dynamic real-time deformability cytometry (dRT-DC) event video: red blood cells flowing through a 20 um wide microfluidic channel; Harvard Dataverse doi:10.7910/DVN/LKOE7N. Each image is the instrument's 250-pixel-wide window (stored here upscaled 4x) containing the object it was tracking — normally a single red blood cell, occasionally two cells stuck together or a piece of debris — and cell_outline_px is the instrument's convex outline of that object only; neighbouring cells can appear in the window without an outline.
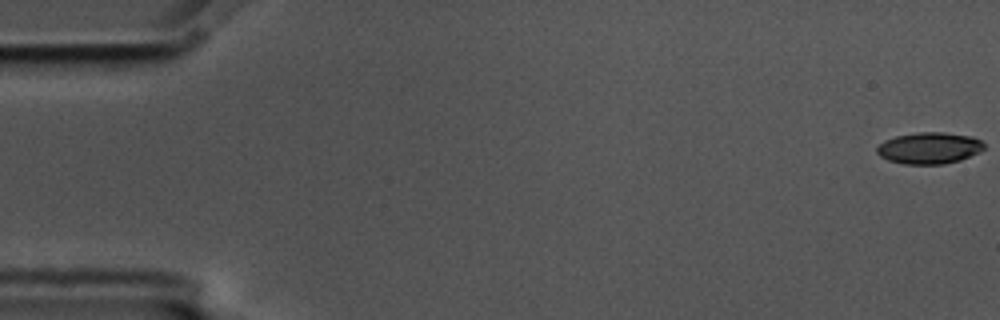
{"species": "common noctule bat (a hibernating species)", "species_latin": "Nyctalus noctula", "temperature_condition": "cold", "stored_images_in_passage": 57, "camera_frame_rate_fps": 3000, "um_per_image_px": 0.085, "animal": {"sex": "male", "body_mass_g": 17.5, "forearm_length_mm": 52.3}, "frame": {"image": 1, "passage_image": 1, "time_ms": 0.0, "image_size_px": [1000, 320], "cell_outline_px": [[984, 148], [960, 160], [944, 164], [904, 164], [888, 160], [880, 156], [876, 152], [876, 148], [884, 140], [896, 136], [916, 132], [944, 132], [972, 136], [980, 140], [984, 144]], "centroid_in_image_um": [78.95, 12.57], "position_along_channel_um": 6.1, "area_um2": 19.59}}
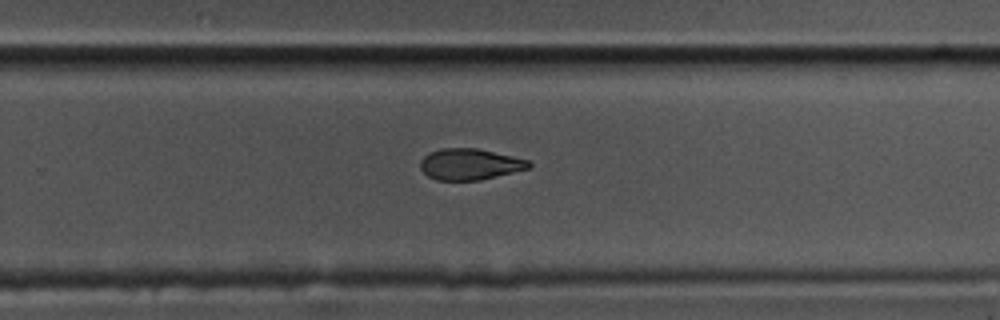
{"frame": {"image": 2, "passage_image": 37, "time_ms": 12.0, "image_size_px": [1000, 320], "cell_outline_px": [[532, 164], [528, 168], [480, 180], [436, 180], [428, 176], [420, 168], [420, 160], [428, 152], [440, 148], [476, 148], [512, 156], [528, 160]], "centroid_in_image_um": [39.88, 13.95], "position_along_channel_um": 289.9, "area_um2": 19.59}}
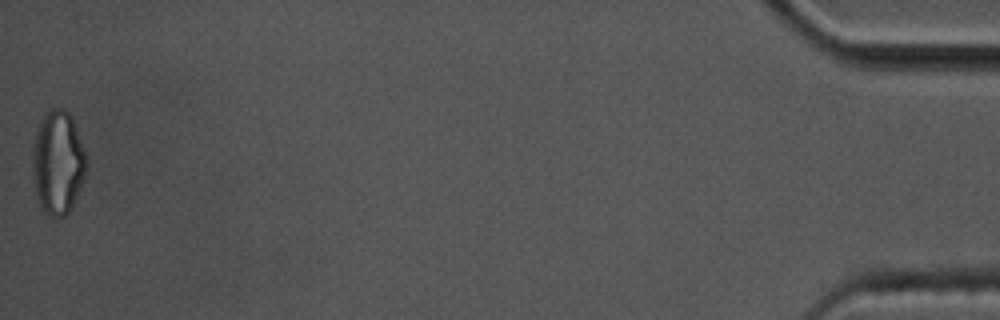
{"frame": {"image": 3, "passage_image": 57, "time_ms": 18.667, "image_size_px": [1000, 320], "cell_outline_px": [[88, 164], [84, 180], [68, 212], [64, 216], [56, 220], [48, 216], [40, 208], [36, 196], [32, 176], [32, 148], [36, 128], [44, 112], [48, 108], [64, 108], [72, 116], [84, 148], [88, 160]], "centroid_in_image_um": [4.9, 13.81], "position_along_channel_um": 430.3, "area_um2": 33.52}, "authors_computed_cell_mechanics": {"area_um2": 21.386, "velocity_mm_per_s": 3.5759, "shape_relaxation_time_tau1_ms": 4.7206, "shape_relaxation_time_tau2_ms": 4.6964, "deformation_change_tau1": 0.1422, "deformation_change_tau2": 0.1195}}